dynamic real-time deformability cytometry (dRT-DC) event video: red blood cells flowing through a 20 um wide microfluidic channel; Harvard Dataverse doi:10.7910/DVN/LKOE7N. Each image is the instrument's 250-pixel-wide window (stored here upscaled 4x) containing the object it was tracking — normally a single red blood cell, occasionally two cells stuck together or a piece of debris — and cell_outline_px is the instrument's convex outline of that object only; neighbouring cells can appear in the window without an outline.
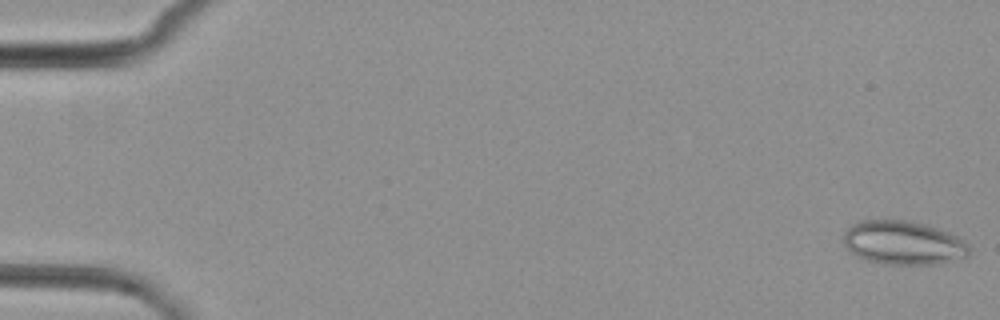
{"species": "common noctule bat (a hibernating species)", "species_latin": "Nyctalus noctula", "temperature_condition": "cold", "stored_images_in_passage": 3, "camera_frame_rate_fps": 3000, "um_per_image_px": 0.085, "animal": {"sex": "female", "body_mass_g": 29.2, "forearm_length_mm": 56.3}, "frame": {"image": 1, "passage_image": 1, "time_ms": 0.0, "image_size_px": [1000, 320], "cell_outline_px": [[972, 248], [968, 256], [940, 264], [884, 264], [868, 260], [852, 252], [844, 244], [844, 232], [852, 224], [860, 220], [908, 220], [924, 224], [948, 232], [964, 240]], "centroid_in_image_um": [76.82, 20.63], "position_along_channel_um": 8.2, "area_um2": 32.02}}